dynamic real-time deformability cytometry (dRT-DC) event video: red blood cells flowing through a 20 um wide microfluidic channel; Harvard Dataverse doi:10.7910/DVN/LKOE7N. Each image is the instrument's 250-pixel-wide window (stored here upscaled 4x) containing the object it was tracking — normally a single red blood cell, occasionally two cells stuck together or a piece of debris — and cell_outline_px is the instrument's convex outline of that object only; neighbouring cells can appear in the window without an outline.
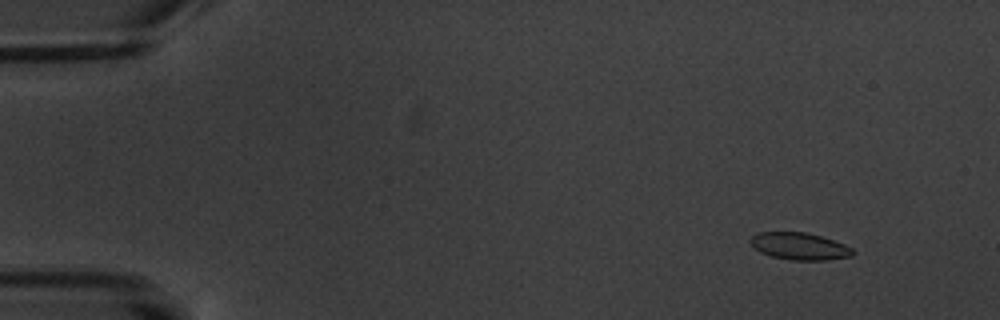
{"species": "common noctule bat (a hibernating species)", "species_latin": "Nyctalus noctula", "temperature_condition": "warm", "stored_images_in_passage": 11, "camera_frame_rate_fps": 3000, "um_per_image_px": 0.085, "animal": {"sex": "male", "body_mass_g": 20.1, "forearm_length_mm": 53.5}, "frame": {"image": 1, "passage_image": 2, "time_ms": 1.333, "image_size_px": [1000, 320], "cell_outline_px": [[856, 252], [852, 256], [828, 260], [792, 260], [772, 256], [760, 252], [748, 240], [756, 232], [804, 232], [820, 236], [844, 244], [852, 248]], "centroid_in_image_um": [67.97, 20.93], "position_along_channel_um": 17.0, "area_um2": 16.13}}
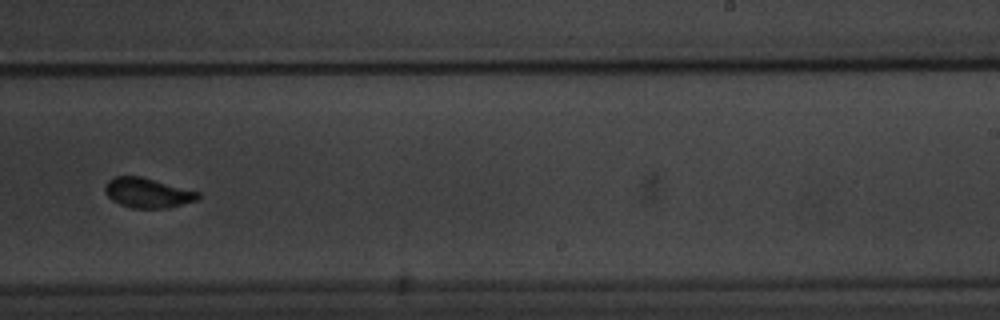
{"frame": {"image": 2, "passage_image": 11, "time_ms": 12.0, "image_size_px": [1000, 320], "cell_outline_px": [[200, 196], [196, 200], [168, 208], [132, 208], [120, 204], [112, 200], [104, 192], [104, 184], [108, 180], [116, 176], [140, 176], [200, 192]], "centroid_in_image_um": [12.51, 16.39], "position_along_channel_um": 276.5, "area_um2": 16.13}}